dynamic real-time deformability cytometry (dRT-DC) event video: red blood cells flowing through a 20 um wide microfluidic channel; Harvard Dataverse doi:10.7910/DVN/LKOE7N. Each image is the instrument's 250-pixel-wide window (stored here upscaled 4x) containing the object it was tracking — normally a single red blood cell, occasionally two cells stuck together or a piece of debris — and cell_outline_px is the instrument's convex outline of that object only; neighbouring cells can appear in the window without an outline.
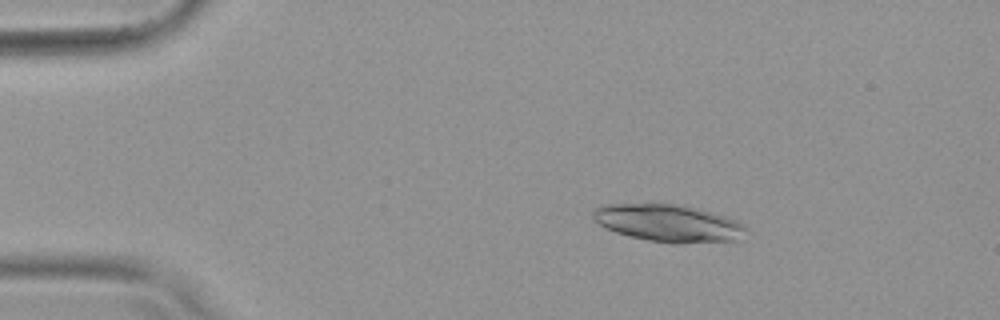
{"species": "common noctule bat (a hibernating species)", "species_latin": "Nyctalus noctula", "temperature_condition": "warm", "stored_images_in_passage": 53, "camera_frame_rate_fps": 3000, "um_per_image_px": 0.085, "animal": {"sex": "female", "body_mass_g": 19.9}, "frame": {"image": 1, "passage_image": 9, "time_ms": 2.667, "image_size_px": [1000, 320], "cell_outline_px": [[748, 228], [736, 240], [680, 244], [672, 244], [648, 240], [628, 236], [616, 232], [600, 224], [592, 216], [592, 208], [600, 204], [676, 204], [696, 208], [712, 212], [736, 220], [744, 224]], "centroid_in_image_um": [56.78, 18.96], "position_along_channel_um": 28.2, "area_um2": 33.23}}
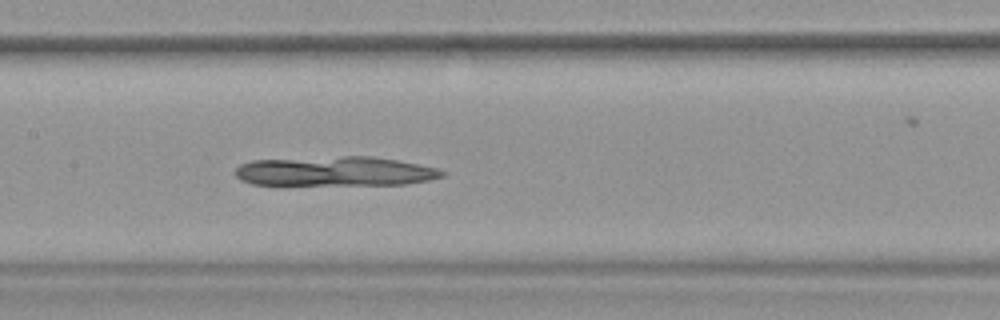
{"frame": {"image": 2, "passage_image": 26, "time_ms": 8.333, "image_size_px": [1000, 320], "cell_outline_px": [[448, 172], [444, 176], [428, 180], [404, 184], [252, 184], [240, 180], [236, 176], [236, 168], [240, 164], [252, 160], [344, 156], [372, 156], [396, 160], [440, 168]], "centroid_in_image_um": [28.52, 14.55], "position_along_channel_um": 178.9, "area_um2": 35.37}}